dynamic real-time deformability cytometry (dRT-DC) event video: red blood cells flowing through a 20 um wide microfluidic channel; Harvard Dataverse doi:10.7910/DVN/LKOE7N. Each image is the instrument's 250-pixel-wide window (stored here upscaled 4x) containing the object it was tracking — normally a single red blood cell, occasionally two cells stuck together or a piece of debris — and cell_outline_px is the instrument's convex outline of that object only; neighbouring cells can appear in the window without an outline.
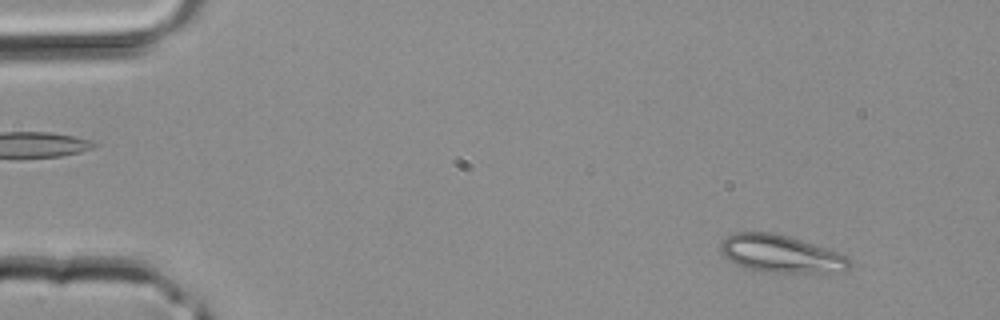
{"species": "common noctule bat (a hibernating species)", "species_latin": "Nyctalus noctula", "temperature_condition": "room temperature", "stored_images_in_passage": 38, "camera_frame_rate_fps": 3000, "um_per_image_px": 0.085, "animal": {"sex": "male", "body_mass_g": 20.4}, "frame": {"image": 1, "passage_image": 3, "time_ms": 0.667, "image_size_px": [1000, 320], "cell_outline_px": [[852, 264], [848, 268], [824, 272], [764, 272], [748, 268], [736, 264], [724, 256], [720, 252], [720, 244], [728, 236], [736, 232], [776, 232], [836, 252], [852, 260]], "centroid_in_image_um": [66.31, 21.56], "position_along_channel_um": 18.7, "area_um2": 27.63}}
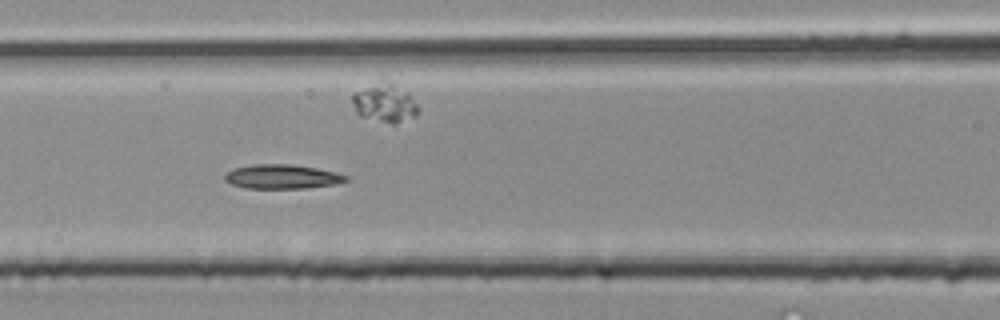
{"frame": {"image": 2, "passage_image": 16, "time_ms": 5.0, "image_size_px": [1000, 320], "cell_outline_px": [[348, 180], [336, 184], [304, 188], [244, 188], [232, 184], [224, 180], [224, 176], [232, 168], [252, 164], [292, 164], [316, 168], [336, 172], [348, 176]], "centroid_in_image_um": [23.96, 15.01], "position_along_channel_um": 142.6, "area_um2": 17.17}}
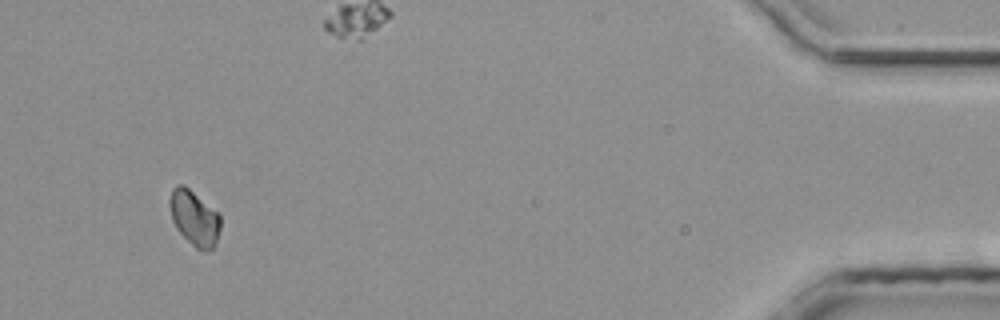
{"frame": {"image": 3, "passage_image": 36, "time_ms": 11.667, "image_size_px": [1000, 320], "cell_outline_px": [[220, 228], [216, 240], [212, 248], [196, 248], [176, 228], [172, 220], [168, 204], [168, 200], [172, 188], [176, 184], [184, 184], [220, 212]], "centroid_in_image_um": [16.49, 18.43], "position_along_channel_um": 418.7, "area_um2": 16.36}}